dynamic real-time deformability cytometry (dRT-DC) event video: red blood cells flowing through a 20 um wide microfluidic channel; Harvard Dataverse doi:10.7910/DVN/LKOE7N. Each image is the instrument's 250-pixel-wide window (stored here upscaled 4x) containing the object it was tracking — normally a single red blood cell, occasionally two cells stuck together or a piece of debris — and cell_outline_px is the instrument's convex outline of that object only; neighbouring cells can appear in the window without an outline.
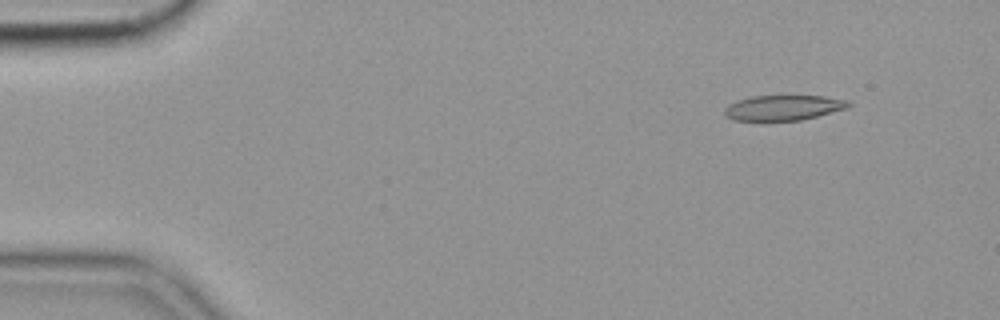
{"species": "common noctule bat (a hibernating species)", "species_latin": "Nyctalus noctula", "temperature_condition": "cold", "stored_images_in_passage": 56, "camera_frame_rate_fps": 3000, "um_per_image_px": 0.085, "animal": {"sex": "female", "body_mass_g": 19.9}, "frame": {"image": 1, "passage_image": 6, "time_ms": 1.667, "image_size_px": [1000, 320], "cell_outline_px": [[852, 104], [848, 108], [800, 120], [732, 120], [724, 116], [724, 108], [728, 104], [736, 100], [752, 96], [824, 96], [848, 100]], "centroid_in_image_um": [66.56, 9.15], "position_along_channel_um": 18.4, "area_um2": 18.21}}
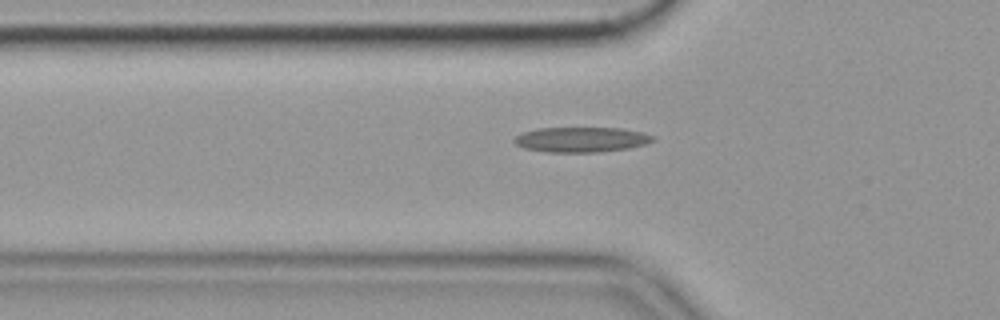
{"frame": {"image": 2, "passage_image": 19, "time_ms": 6.0, "image_size_px": [1000, 320], "cell_outline_px": [[656, 140], [644, 144], [628, 148], [596, 152], [548, 152], [524, 148], [516, 144], [512, 140], [516, 136], [524, 132], [536, 128], [624, 128], [656, 136]], "centroid_in_image_um": [49.42, 11.86], "position_along_channel_um": 76.4, "area_um2": 20.23}}
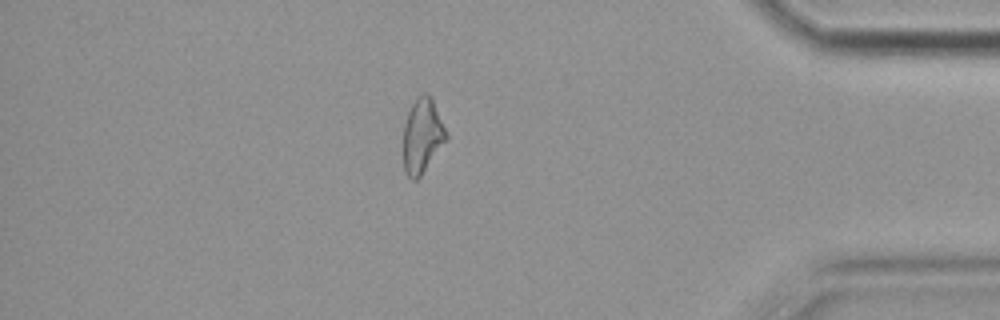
{"frame": {"image": 3, "passage_image": 49, "time_ms": 16.0, "image_size_px": [1000, 320], "cell_outline_px": [[448, 136], [420, 176], [416, 180], [412, 180], [404, 172], [404, 124], [408, 112], [416, 96], [424, 92], [428, 92], [432, 100]], "centroid_in_image_um": [35.86, 11.52], "position_along_channel_um": 399.3, "area_um2": 18.15}, "authors_computed_cell_mechanics": {"area_um2": 19.1318, "velocity_mm_per_s": 3.5647, "shape_relaxation_time_tau1_ms": 10.1822, "shape_relaxation_time_tau2_ms": 8.0239, "deformation_change_tau1": 0.1942, "deformation_change_tau2": 0.1995}}